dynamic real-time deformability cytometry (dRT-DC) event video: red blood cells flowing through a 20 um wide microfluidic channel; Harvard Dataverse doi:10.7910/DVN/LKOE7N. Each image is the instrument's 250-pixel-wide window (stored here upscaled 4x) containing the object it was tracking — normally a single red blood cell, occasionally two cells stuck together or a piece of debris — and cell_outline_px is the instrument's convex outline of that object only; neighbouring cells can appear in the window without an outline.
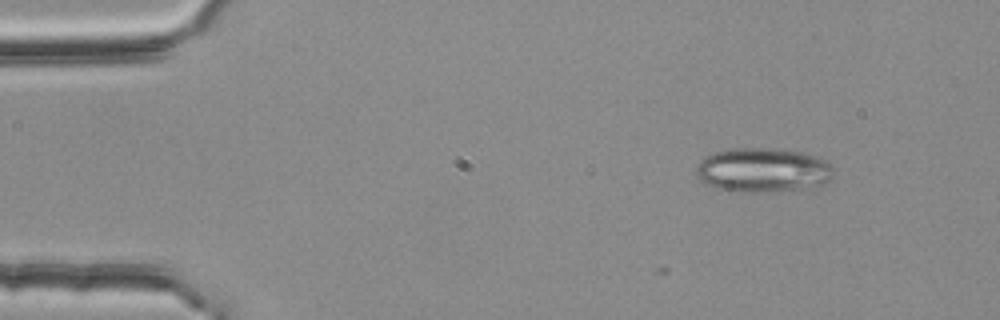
{"species": "common noctule bat (a hibernating species)", "species_latin": "Nyctalus noctula", "temperature_condition": "room temperature", "stored_images_in_passage": 2, "camera_frame_rate_fps": 3000, "um_per_image_px": 0.085, "animal": {"sex": "female", "body_mass_g": 25.1}, "frame": {"image": 1, "passage_image": 2, "time_ms": 0.333, "image_size_px": [1000, 320], "cell_outline_px": [[832, 176], [824, 184], [768, 192], [736, 192], [712, 188], [704, 184], [696, 176], [696, 164], [700, 160], [716, 152], [732, 148], [772, 148], [804, 152], [816, 156], [824, 160], [832, 168]], "centroid_in_image_um": [64.77, 14.46], "position_along_channel_um": 20.2, "area_um2": 35.49}}